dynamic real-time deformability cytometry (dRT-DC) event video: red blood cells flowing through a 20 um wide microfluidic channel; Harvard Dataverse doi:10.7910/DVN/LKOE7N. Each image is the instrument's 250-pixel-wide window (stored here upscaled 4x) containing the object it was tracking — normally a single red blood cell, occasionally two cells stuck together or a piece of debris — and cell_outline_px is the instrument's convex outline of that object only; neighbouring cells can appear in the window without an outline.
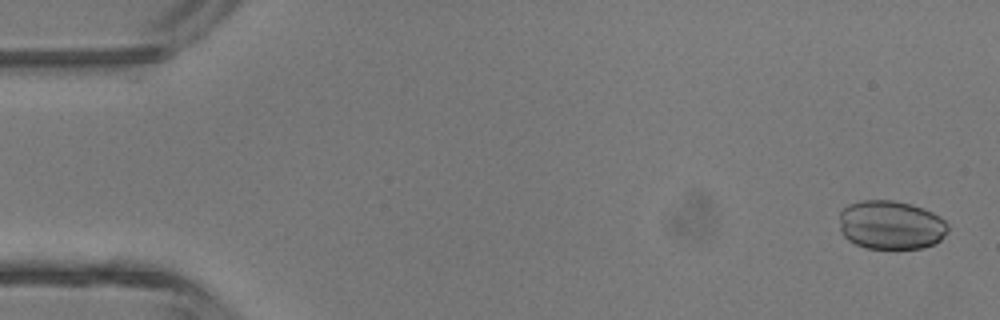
{"species": "common noctule bat (a hibernating species)", "species_latin": "Nyctalus noctula", "temperature_condition": "room temperature", "stored_images_in_passage": 45, "camera_frame_rate_fps": 3000, "um_per_image_px": 0.085, "animal": {"sex": "male", "body_mass_g": 13.3}, "frame": {"image": 1, "passage_image": 1, "time_ms": 0.0, "image_size_px": [1000, 320], "cell_outline_px": [[948, 228], [940, 240], [932, 244], [920, 248], [868, 248], [856, 244], [848, 240], [840, 232], [840, 212], [848, 204], [860, 200], [892, 200], [912, 204], [932, 212], [940, 216], [948, 224]], "centroid_in_image_um": [75.7, 19.11], "position_along_channel_um": 9.3, "area_um2": 30.87}}
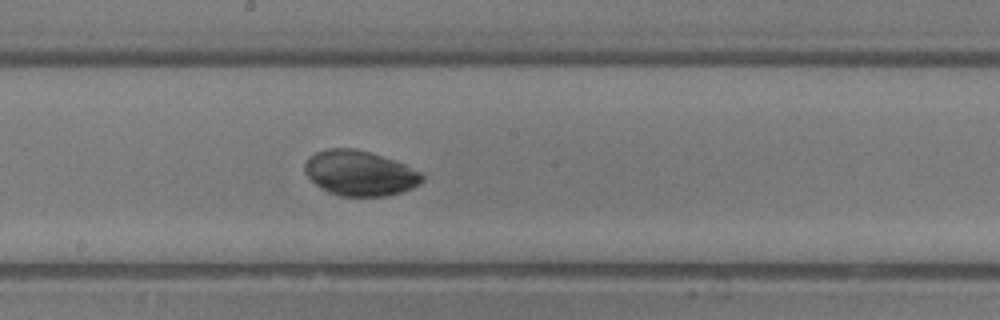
{"frame": {"image": 2, "passage_image": 24, "time_ms": 7.667, "image_size_px": [1000, 320], "cell_outline_px": [[424, 180], [420, 184], [412, 188], [388, 196], [340, 196], [328, 192], [320, 188], [304, 172], [304, 164], [308, 156], [316, 152], [328, 148], [352, 148], [368, 152], [404, 164], [420, 172], [424, 176]], "centroid_in_image_um": [30.56, 14.73], "position_along_channel_um": 217.6, "area_um2": 30.81}}
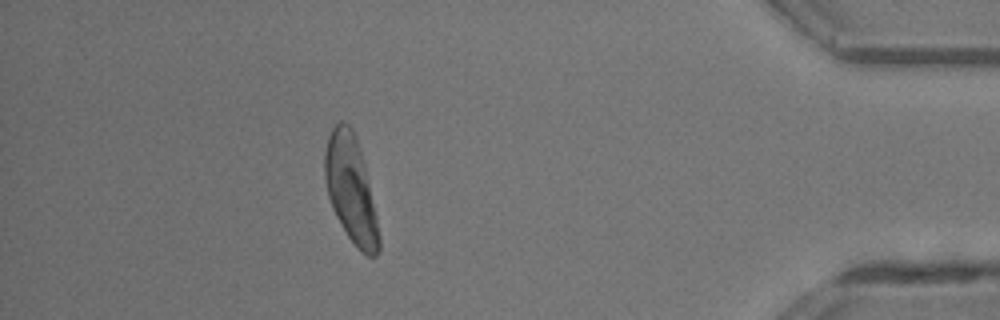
{"frame": {"image": 3, "passage_image": 40, "time_ms": 13.0, "image_size_px": [1000, 320], "cell_outline_px": [[380, 252], [376, 256], [368, 256], [360, 252], [356, 248], [348, 236], [336, 216], [332, 208], [328, 196], [324, 176], [324, 152], [328, 136], [332, 128], [340, 120], [344, 120], [352, 128], [356, 136], [364, 164], [376, 216], [380, 236]], "centroid_in_image_um": [29.81, 16.08], "position_along_channel_um": 405.4, "area_um2": 33.7}}